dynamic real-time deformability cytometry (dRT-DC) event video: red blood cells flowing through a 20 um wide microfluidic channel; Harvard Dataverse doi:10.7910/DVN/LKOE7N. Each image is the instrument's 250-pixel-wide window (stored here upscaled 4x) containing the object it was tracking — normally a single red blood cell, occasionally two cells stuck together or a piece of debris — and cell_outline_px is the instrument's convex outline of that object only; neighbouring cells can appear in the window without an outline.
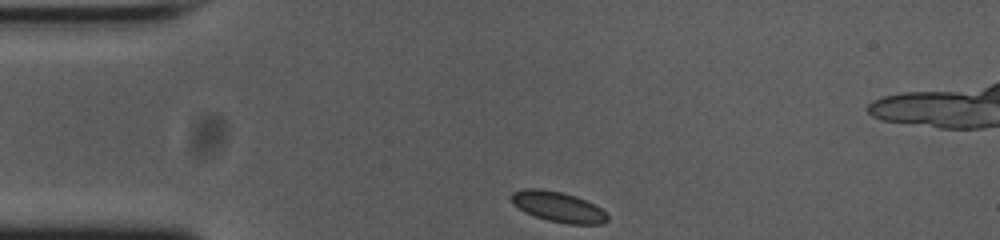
{"species": "common noctule bat (a hibernating species)", "species_latin": "Nyctalus noctula", "temperature_condition": "cold", "stored_images_in_passage": 34, "camera_frame_rate_fps": 3000, "um_per_image_px": 0.085, "animal": {"sex": "female", "body_mass_g": 23.0, "forearm_length_mm": 53.4}, "frame": {"image": 1, "passage_image": 1, "time_ms": 0.0, "image_size_px": [1000, 240], "cell_outline_px": [[608, 220], [600, 224], [568, 224], [548, 220], [524, 212], [512, 204], [512, 192], [524, 188], [536, 188], [560, 192], [576, 196], [600, 208], [608, 216]], "centroid_in_image_um": [47.41, 17.58], "position_along_channel_um": 37.6, "area_um2": 16.76}}
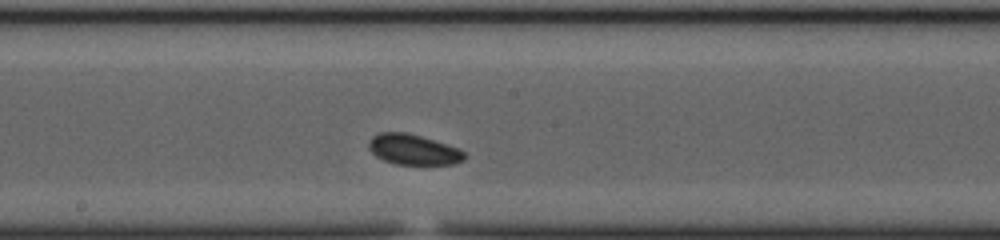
{"frame": {"image": 2, "passage_image": 18, "time_ms": 5.667, "image_size_px": [1000, 240], "cell_outline_px": [[464, 160], [452, 164], [396, 164], [384, 160], [376, 156], [368, 148], [368, 140], [372, 136], [380, 132], [408, 132], [460, 148], [464, 152]], "centroid_in_image_um": [35.11, 12.7], "position_along_channel_um": 213.1, "area_um2": 16.99}}
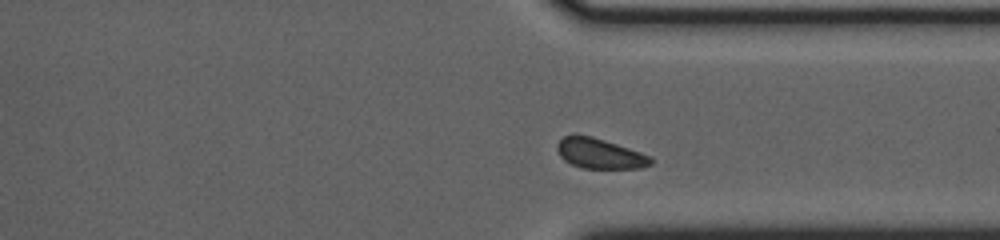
{"frame": {"image": 3, "passage_image": 30, "time_ms": 9.667, "image_size_px": [1000, 240], "cell_outline_px": [[652, 164], [640, 168], [580, 168], [564, 160], [560, 156], [556, 148], [556, 144], [564, 136], [572, 132], [576, 132], [592, 136], [652, 156]], "centroid_in_image_um": [50.92, 13.02], "position_along_channel_um": 360.5, "area_um2": 16.7}, "authors_computed_cell_mechanics": {"area_um2": 16.8198, "velocity_mm_per_s": 3.6691, "shape_relaxation_time_tau1_ms": null, "shape_relaxation_time_tau2_ms": 2.2895, "deformation_change_tau1": null, "deformation_change_tau2": 0.0601}}